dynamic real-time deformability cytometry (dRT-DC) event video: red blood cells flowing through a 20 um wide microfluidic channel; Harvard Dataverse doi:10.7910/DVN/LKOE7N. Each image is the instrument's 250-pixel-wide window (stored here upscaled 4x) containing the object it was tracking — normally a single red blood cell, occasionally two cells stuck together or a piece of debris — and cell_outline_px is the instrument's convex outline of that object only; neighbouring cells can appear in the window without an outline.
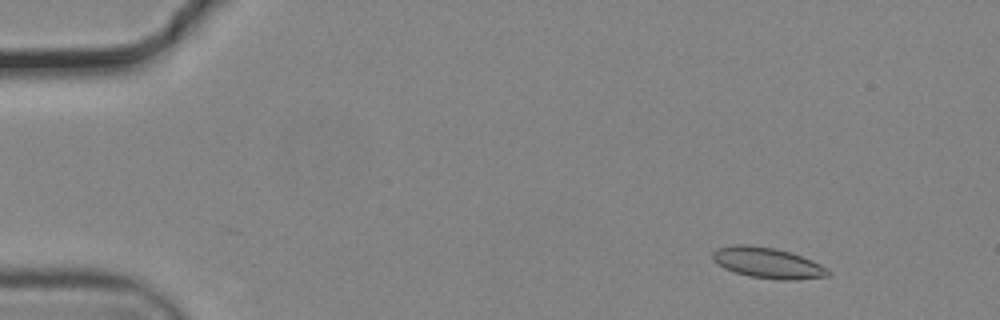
{"species": "common noctule bat (a hibernating species)", "species_latin": "Nyctalus noctula", "temperature_condition": "cold", "stored_images_in_passage": 56, "camera_frame_rate_fps": 3000, "um_per_image_px": 0.085, "animal": {"sex": "male", "body_mass_g": 19.2, "forearm_length_mm": 51.8}, "frame": {"image": 1, "passage_image": 7, "time_ms": 2.0, "image_size_px": [1000, 320], "cell_outline_px": [[832, 272], [828, 276], [796, 280], [784, 280], [748, 276], [724, 268], [716, 264], [712, 260], [712, 252], [716, 248], [732, 244], [748, 244], [776, 248], [812, 260], [828, 268]], "centroid_in_image_um": [65.22, 22.33], "position_along_channel_um": 19.8, "area_um2": 20.87}}
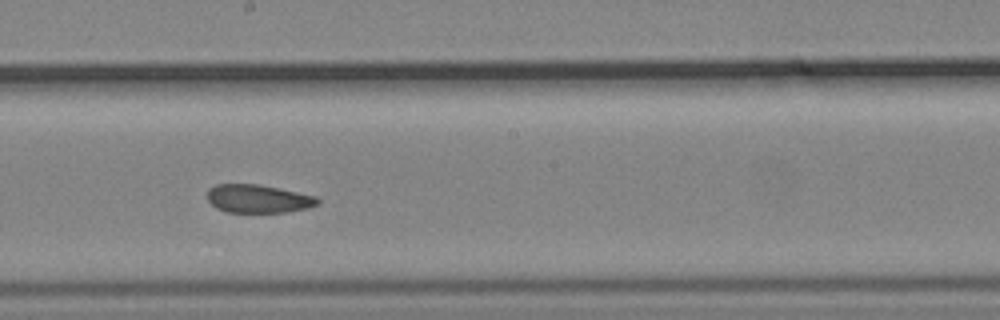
{"frame": {"image": 2, "passage_image": 32, "time_ms": 10.333, "image_size_px": [1000, 320], "cell_outline_px": [[320, 204], [308, 208], [288, 212], [228, 212], [216, 208], [208, 200], [208, 188], [216, 184], [260, 184], [316, 196], [320, 200]], "centroid_in_image_um": [21.97, 16.89], "position_along_channel_um": 226.2, "area_um2": 18.26}}
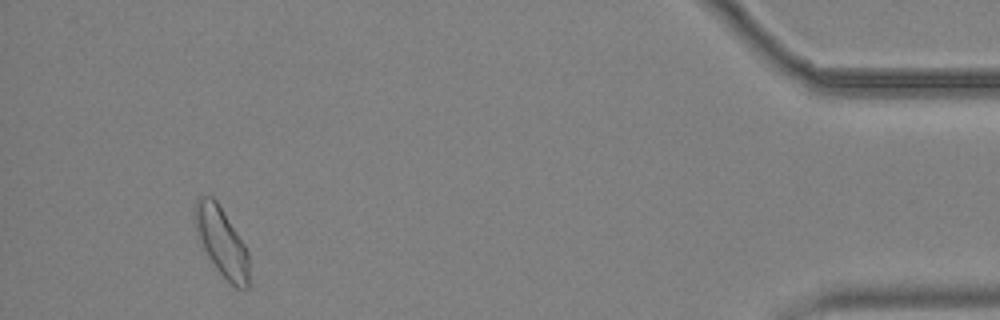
{"frame": {"image": 3, "passage_image": 53, "time_ms": 17.333, "image_size_px": [1000, 320], "cell_outline_px": [[248, 288], [236, 288], [216, 268], [208, 256], [196, 236], [192, 216], [196, 200], [200, 196], [212, 196], [216, 200], [244, 244], [248, 252]], "centroid_in_image_um": [18.78, 20.51], "position_along_channel_um": 416.4, "area_um2": 21.62}, "authors_computed_cell_mechanics": {"area_um2": 19.6809, "velocity_mm_per_s": 3.6842, "shape_relaxation_time_tau1_ms": null, "shape_relaxation_time_tau2_ms": 2.7203, "deformation_change_tau1": null, "deformation_change_tau2": 0.0828}}